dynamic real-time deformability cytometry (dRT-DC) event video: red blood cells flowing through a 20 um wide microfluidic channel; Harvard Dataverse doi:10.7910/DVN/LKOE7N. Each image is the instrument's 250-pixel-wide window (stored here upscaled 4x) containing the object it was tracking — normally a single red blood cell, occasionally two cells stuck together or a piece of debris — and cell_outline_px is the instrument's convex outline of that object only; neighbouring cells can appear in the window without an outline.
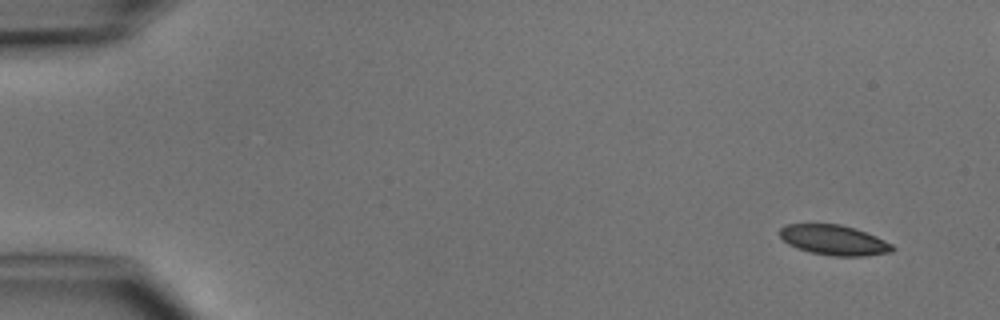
{"species": "common noctule bat (a hibernating species)", "species_latin": "Nyctalus noctula", "temperature_condition": "cold", "stored_images_in_passage": 5, "camera_frame_rate_fps": 3000, "um_per_image_px": 0.085, "animal": {"sex": "male", "body_mass_g": 15.6}, "frame": {"image": 1, "passage_image": 1, "time_ms": 0.0, "image_size_px": [1000, 320], "cell_outline_px": [[896, 248], [892, 252], [864, 256], [832, 256], [812, 252], [796, 248], [788, 244], [780, 236], [780, 228], [784, 224], [840, 224], [876, 236], [892, 244]], "centroid_in_image_um": [70.88, 20.41], "position_along_channel_um": 14.1, "area_um2": 19.65}}